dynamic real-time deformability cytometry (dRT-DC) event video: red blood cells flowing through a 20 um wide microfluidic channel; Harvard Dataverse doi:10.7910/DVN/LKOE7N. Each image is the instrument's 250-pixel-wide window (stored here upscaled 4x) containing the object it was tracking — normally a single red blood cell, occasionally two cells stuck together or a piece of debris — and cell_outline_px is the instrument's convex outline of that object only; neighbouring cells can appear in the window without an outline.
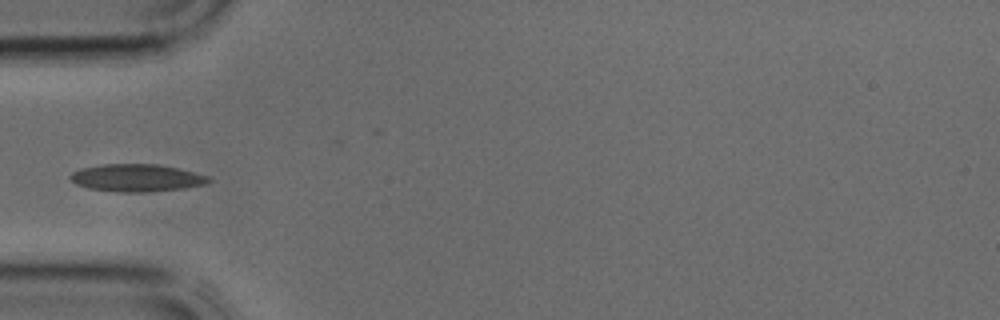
{"species": "common noctule bat (a hibernating species)", "species_latin": "Nyctalus noctula", "temperature_condition": "cold", "stored_images_in_passage": 27, "camera_frame_rate_fps": 3000, "um_per_image_px": 0.085, "animal": {"sex": "male", "body_mass_g": 17.9, "forearm_length_mm": 54.2}, "frame": {"image": 1, "passage_image": 1, "time_ms": 0.0, "image_size_px": [1000, 320], "cell_outline_px": [[212, 180], [204, 184], [184, 188], [148, 192], [120, 192], [88, 188], [76, 184], [68, 176], [72, 172], [80, 168], [100, 164], [156, 164], [176, 168], [208, 176]], "centroid_in_image_um": [11.57, 15.12], "position_along_channel_um": 73.4, "area_um2": 22.02}}
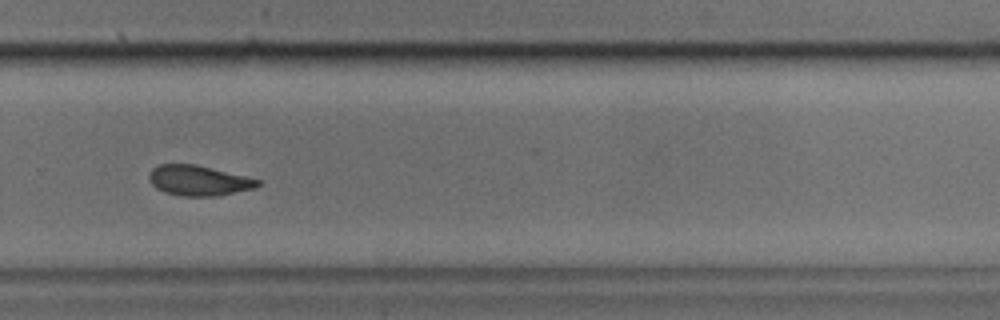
{"frame": {"image": 2, "passage_image": 15, "time_ms": 4.667, "image_size_px": [1000, 320], "cell_outline_px": [[260, 184], [256, 188], [216, 196], [180, 196], [164, 192], [156, 188], [148, 180], [148, 176], [152, 168], [160, 164], [196, 164], [260, 180]], "centroid_in_image_um": [16.85, 15.35], "position_along_channel_um": 313.0, "area_um2": 19.13}}
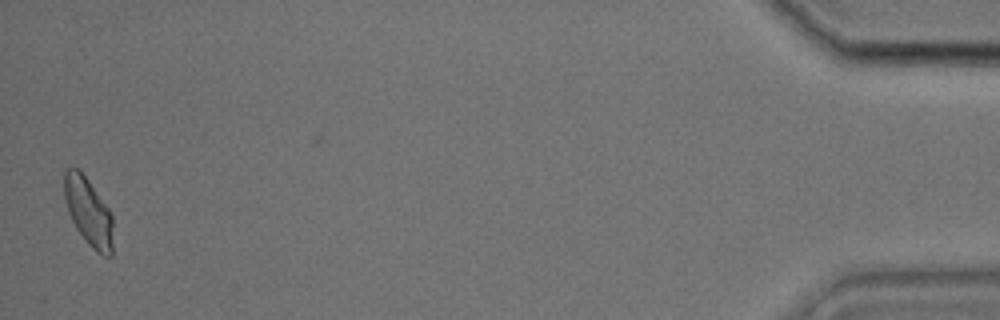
{"frame": {"image": 3, "passage_image": 27, "time_ms": 8.667, "image_size_px": [1000, 320], "cell_outline_px": [[112, 256], [100, 256], [88, 244], [76, 228], [68, 212], [64, 196], [64, 168], [80, 168], [108, 208], [112, 216]], "centroid_in_image_um": [7.5, 17.99], "position_along_channel_um": 427.7, "area_um2": 19.36}}